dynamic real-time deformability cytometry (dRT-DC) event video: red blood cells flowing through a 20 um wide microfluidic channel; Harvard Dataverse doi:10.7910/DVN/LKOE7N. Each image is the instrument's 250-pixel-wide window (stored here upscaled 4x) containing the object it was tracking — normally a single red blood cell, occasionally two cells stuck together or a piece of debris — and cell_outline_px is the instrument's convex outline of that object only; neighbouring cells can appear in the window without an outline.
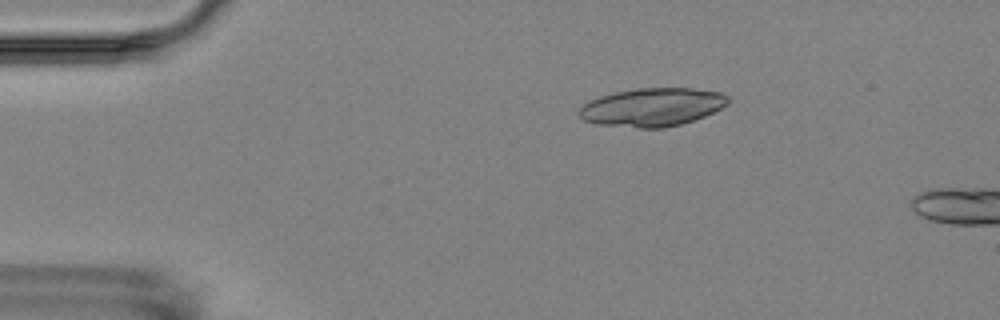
{"species": "Egyptian fruit bat (a non-hibernating species)", "species_latin": "Rousettus aegyptiacus", "temperature_condition": "room temperature", "stored_images_in_passage": 3, "camera_frame_rate_fps": 3000, "um_per_image_px": 0.085, "animal": {"sex": "female"}, "frame": {"image": 1, "passage_image": 1, "time_ms": 0.0, "image_size_px": [1000, 320], "cell_outline_px": [[728, 104], [704, 116], [680, 124], [664, 128], [640, 128], [596, 124], [584, 120], [576, 112], [588, 100], [600, 96], [616, 92], [636, 88], [692, 88], [720, 92], [728, 96]], "centroid_in_image_um": [55.4, 9.1], "position_along_channel_um": 29.6, "area_um2": 33.18}}